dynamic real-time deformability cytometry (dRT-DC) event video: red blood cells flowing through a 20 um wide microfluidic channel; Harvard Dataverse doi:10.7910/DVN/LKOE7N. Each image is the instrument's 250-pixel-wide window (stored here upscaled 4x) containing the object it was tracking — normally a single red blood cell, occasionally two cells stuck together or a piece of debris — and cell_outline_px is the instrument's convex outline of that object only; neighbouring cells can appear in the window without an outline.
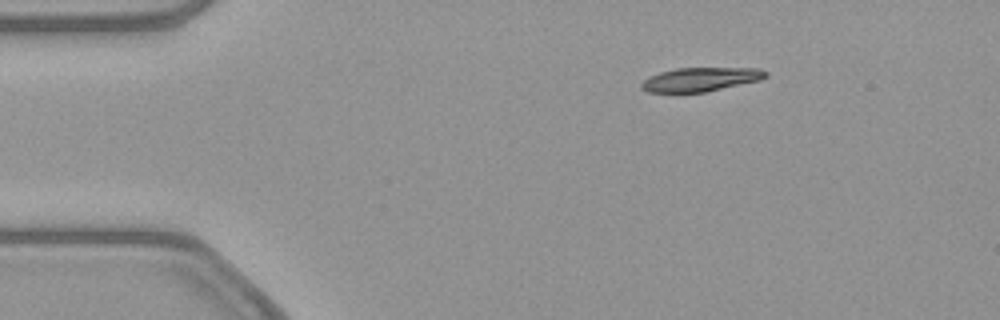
{"species": "common noctule bat (a hibernating species)", "species_latin": "Nyctalus noctula", "temperature_condition": "warm", "stored_images_in_passage": 46, "camera_frame_rate_fps": 3000, "um_per_image_px": 0.085, "animal": {"sex": "female", "body_mass_g": 21.9}, "frame": {"image": 1, "passage_image": 1, "time_ms": 0.0, "image_size_px": [1000, 320], "cell_outline_px": [[768, 76], [760, 80], [704, 92], [648, 92], [640, 88], [640, 84], [648, 76], [660, 72], [676, 68], [760, 68], [768, 72]], "centroid_in_image_um": [59.53, 6.74], "position_along_channel_um": 25.5, "area_um2": 17.28}}
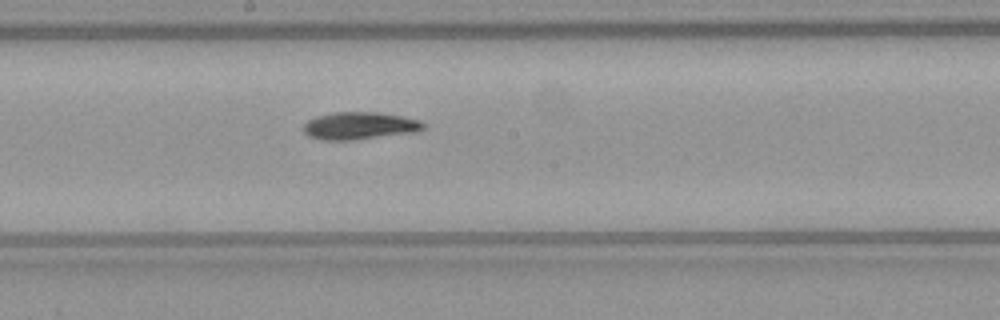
{"frame": {"image": 2, "passage_image": 21, "time_ms": 6.667, "image_size_px": [1000, 320], "cell_outline_px": [[424, 128], [416, 132], [352, 140], [320, 140], [308, 136], [304, 132], [304, 124], [308, 120], [316, 116], [336, 112], [376, 112], [400, 116], [420, 120], [424, 124]], "centroid_in_image_um": [30.54, 10.69], "position_along_channel_um": 217.7, "area_um2": 19.07}}
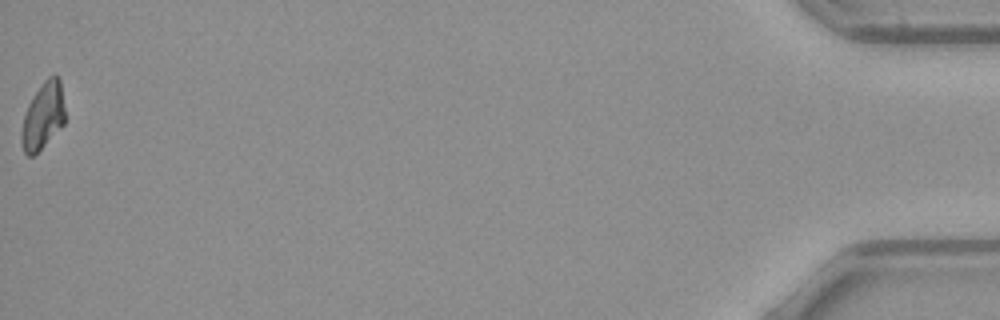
{"frame": {"image": 3, "passage_image": 46, "time_ms": 15.0, "image_size_px": [1000, 320], "cell_outline_px": [[64, 124], [32, 156], [28, 156], [24, 152], [20, 140], [20, 132], [24, 116], [28, 104], [44, 80], [48, 76], [56, 76], [60, 80], [64, 108]], "centroid_in_image_um": [3.63, 9.86], "position_along_channel_um": 431.6, "area_um2": 16.53}}